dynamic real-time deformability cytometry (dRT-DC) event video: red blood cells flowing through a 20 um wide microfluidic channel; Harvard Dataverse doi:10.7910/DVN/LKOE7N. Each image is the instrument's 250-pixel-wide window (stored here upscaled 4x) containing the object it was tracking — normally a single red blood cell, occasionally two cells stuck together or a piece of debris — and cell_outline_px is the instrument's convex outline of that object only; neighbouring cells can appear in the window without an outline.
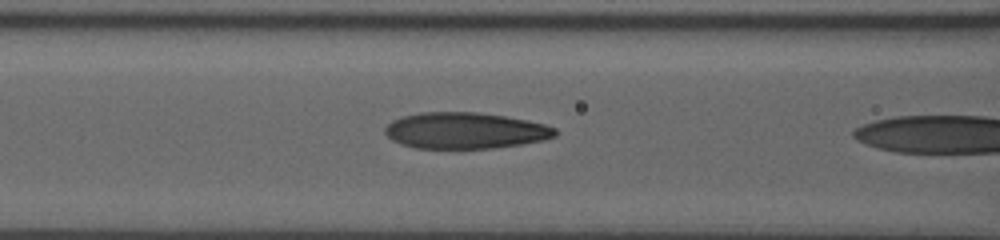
{"species": "human", "species_latin": "Homo sapiens", "temperature_condition": "room temperature", "stored_images_in_passage": 20, "camera_frame_rate_fps": 3000, "um_per_image_px": 0.085, "donor": {"sex": "male"}, "frame": {"image": 1, "passage_image": 11, "time_ms": 7.667, "image_size_px": [1000, 240], "cell_outline_px": [[556, 136], [544, 140], [524, 144], [492, 148], [416, 148], [400, 144], [392, 140], [384, 132], [384, 128], [392, 120], [404, 116], [420, 112], [476, 112], [504, 116], [528, 120], [544, 124], [556, 128]], "centroid_in_image_um": [39.54, 11.1], "position_along_channel_um": 127.1, "area_um2": 36.01}}
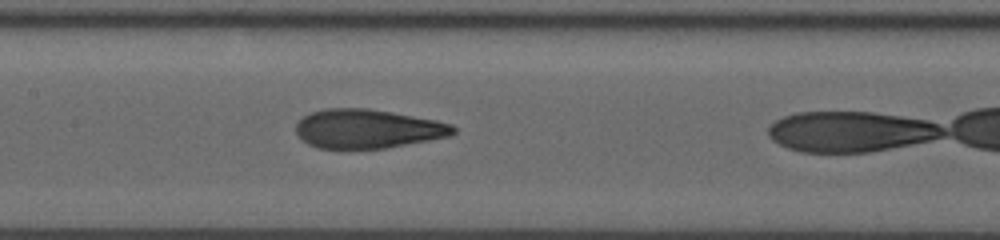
{"frame": {"image": 2, "passage_image": 14, "time_ms": 9.0, "image_size_px": [1000, 240], "cell_outline_px": [[456, 132], [452, 136], [388, 148], [316, 148], [300, 140], [296, 132], [296, 124], [304, 116], [312, 112], [324, 108], [368, 108], [392, 112], [436, 120], [452, 124], [456, 128]], "centroid_in_image_um": [31.26, 10.95], "position_along_channel_um": 176.1, "area_um2": 36.01}}
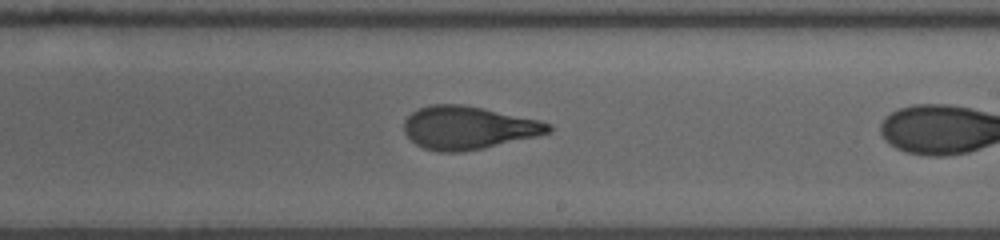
{"frame": {"image": 3, "passage_image": 18, "time_ms": 11.0, "image_size_px": [1000, 240], "cell_outline_px": [[552, 132], [536, 136], [484, 148], [460, 152], [440, 152], [424, 148], [416, 144], [404, 132], [404, 120], [412, 112], [420, 108], [432, 104], [464, 104], [540, 120], [552, 124]], "centroid_in_image_um": [39.81, 10.85], "position_along_channel_um": 249.2, "area_um2": 36.18}}